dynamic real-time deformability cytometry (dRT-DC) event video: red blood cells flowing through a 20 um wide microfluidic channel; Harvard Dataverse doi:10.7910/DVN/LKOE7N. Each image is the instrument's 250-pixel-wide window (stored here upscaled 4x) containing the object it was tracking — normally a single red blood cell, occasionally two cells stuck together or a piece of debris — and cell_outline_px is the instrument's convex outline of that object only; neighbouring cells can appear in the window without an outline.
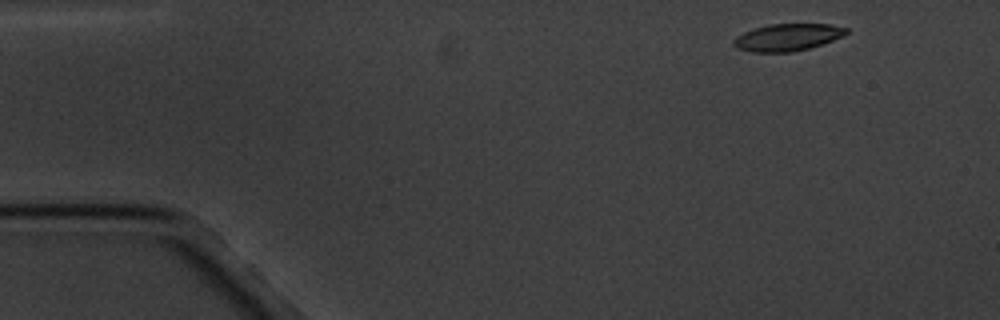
{"species": "common noctule bat (a hibernating species)", "species_latin": "Nyctalus noctula", "temperature_condition": "cold", "stored_images_in_passage": 3, "camera_frame_rate_fps": 3000, "um_per_image_px": 0.085, "animal": {"sex": "male", "body_mass_g": 20.1, "forearm_length_mm": 53.5}, "frame": {"image": 1, "passage_image": 1, "time_ms": 0.0, "image_size_px": [1000, 320], "cell_outline_px": [[848, 32], [844, 36], [808, 48], [792, 52], [752, 52], [736, 48], [732, 44], [732, 40], [736, 36], [744, 32], [768, 24], [828, 24], [848, 28]], "centroid_in_image_um": [66.91, 3.17], "position_along_channel_um": 18.1, "area_um2": 17.74}}